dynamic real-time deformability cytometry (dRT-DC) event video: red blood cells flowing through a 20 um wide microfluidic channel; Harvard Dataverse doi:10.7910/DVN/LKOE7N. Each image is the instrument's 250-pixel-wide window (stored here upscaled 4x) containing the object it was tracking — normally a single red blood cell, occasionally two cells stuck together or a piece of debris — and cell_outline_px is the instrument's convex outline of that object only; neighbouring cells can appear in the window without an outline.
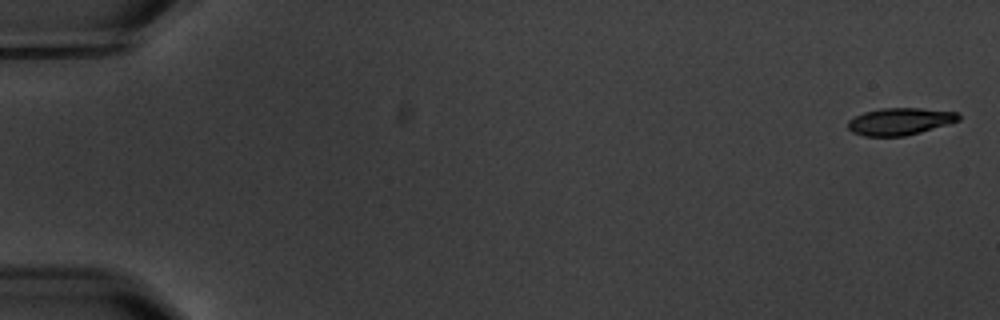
{"species": "common noctule bat (a hibernating species)", "species_latin": "Nyctalus noctula", "temperature_condition": "warm", "stored_images_in_passage": 6, "camera_frame_rate_fps": 3000, "um_per_image_px": 0.085, "animal": {"sex": "male", "body_mass_g": 20.1, "forearm_length_mm": 53.5}, "frame": {"image": 1, "passage_image": 1, "time_ms": 0.0, "image_size_px": [1000, 320], "cell_outline_px": [[960, 120], [948, 124], [920, 132], [904, 136], [864, 136], [852, 132], [848, 128], [848, 120], [864, 112], [884, 108], [920, 108], [956, 112], [960, 116]], "centroid_in_image_um": [76.48, 10.32], "position_along_channel_um": 8.5, "area_um2": 17.34}}